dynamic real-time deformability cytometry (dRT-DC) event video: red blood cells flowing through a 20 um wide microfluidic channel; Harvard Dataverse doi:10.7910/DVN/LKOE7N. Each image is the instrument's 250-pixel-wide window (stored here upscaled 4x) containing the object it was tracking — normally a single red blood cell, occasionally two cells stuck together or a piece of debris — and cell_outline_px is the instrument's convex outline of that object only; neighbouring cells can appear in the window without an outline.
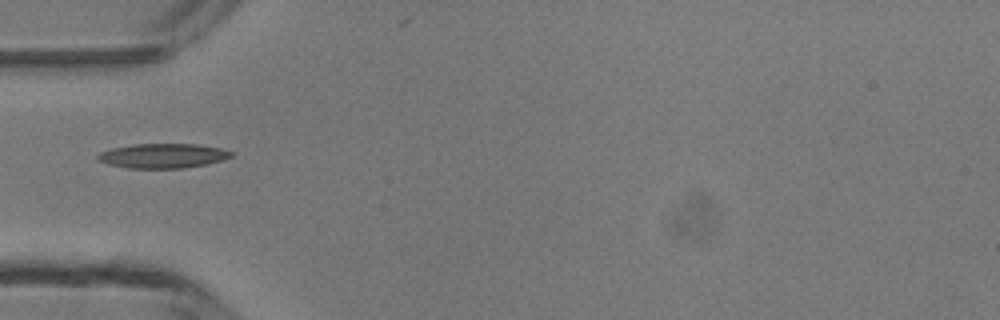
{"species": "common noctule bat (a hibernating species)", "species_latin": "Nyctalus noctula", "temperature_condition": "room temperature", "stored_images_in_passage": 32, "camera_frame_rate_fps": 3000, "um_per_image_px": 0.085, "animal": {"sex": "male", "body_mass_g": 13.3}, "frame": {"image": 1, "passage_image": 1, "time_ms": 0.0, "image_size_px": [1000, 320], "cell_outline_px": [[232, 156], [224, 160], [208, 164], [184, 168], [128, 168], [108, 164], [100, 160], [96, 156], [100, 152], [112, 148], [136, 144], [196, 144], [220, 148], [232, 152]], "centroid_in_image_um": [13.87, 13.24], "position_along_channel_um": 71.1, "area_um2": 19.02}}
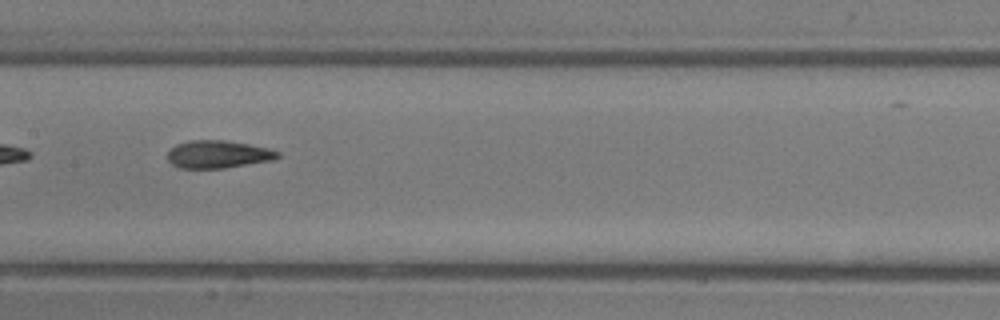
{"frame": {"image": 2, "passage_image": 9, "time_ms": 2.667, "image_size_px": [1000, 320], "cell_outline_px": [[280, 156], [272, 160], [224, 168], [180, 168], [172, 164], [168, 160], [168, 152], [176, 144], [188, 140], [224, 140], [248, 144], [268, 148], [280, 152]], "centroid_in_image_um": [18.52, 13.11], "position_along_channel_um": 188.9, "area_um2": 17.69}}
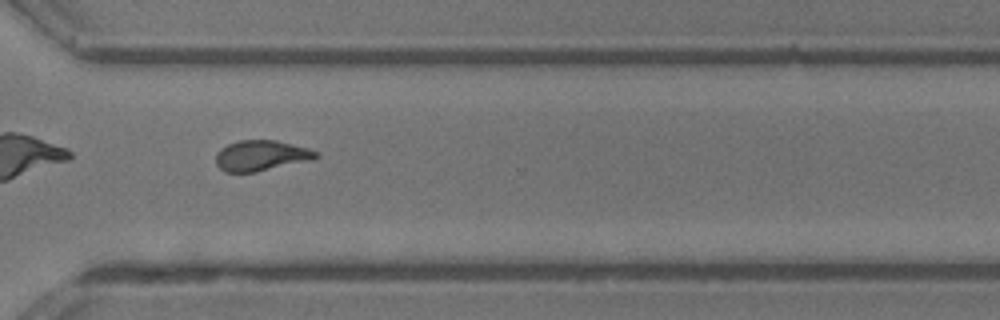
{"frame": {"image": 3, "passage_image": 20, "time_ms": 6.333, "image_size_px": [1000, 320], "cell_outline_px": [[320, 156], [312, 160], [256, 172], [224, 172], [216, 164], [216, 152], [220, 148], [228, 144], [240, 140], [276, 140], [308, 148], [320, 152]], "centroid_in_image_um": [22.21, 13.22], "position_along_channel_um": 348.4, "area_um2": 17.98}, "authors_computed_cell_mechanics": {"area_um2": 17.629, "velocity_mm_per_s": 4.3637, "shape_relaxation_time_tau1_ms": 4.7083, "shape_relaxation_time_tau2_ms": 1.6395, "deformation_change_tau1": 0.171, "deformation_change_tau2": 0.0853}}